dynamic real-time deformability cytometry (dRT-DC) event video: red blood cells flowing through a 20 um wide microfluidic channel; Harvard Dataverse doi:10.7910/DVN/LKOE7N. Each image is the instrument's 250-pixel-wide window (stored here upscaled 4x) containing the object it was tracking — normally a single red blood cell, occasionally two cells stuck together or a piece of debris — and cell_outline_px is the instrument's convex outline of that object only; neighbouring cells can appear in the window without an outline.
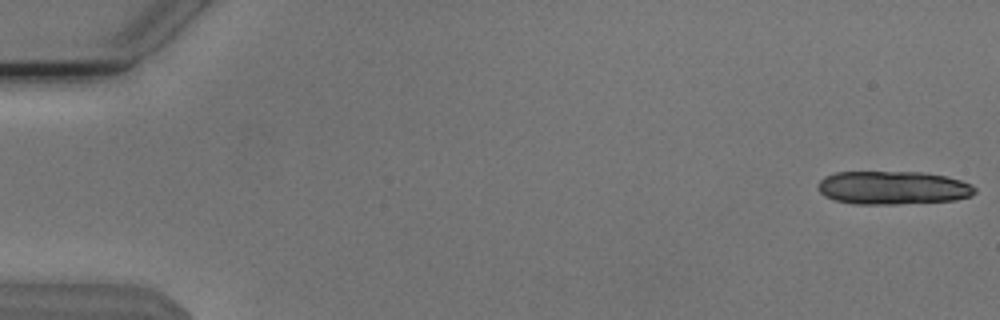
{"species": "Egyptian fruit bat (a non-hibernating species)", "species_latin": "Rousettus aegyptiacus", "temperature_condition": "cold", "stored_images_in_passage": 15, "camera_frame_rate_fps": 3000, "um_per_image_px": 0.085, "animal": {"sex": "male"}, "frame": {"image": 1, "passage_image": 1, "time_ms": 0.0, "image_size_px": [1000, 320], "cell_outline_px": [[976, 192], [972, 196], [956, 200], [896, 204], [852, 204], [836, 200], [824, 196], [816, 188], [820, 180], [824, 176], [836, 172], [924, 172], [944, 176], [960, 180], [972, 184], [976, 188]], "centroid_in_image_um": [75.89, 15.96], "position_along_channel_um": 9.1, "area_um2": 30.75}}